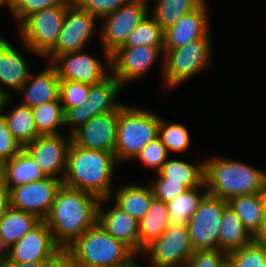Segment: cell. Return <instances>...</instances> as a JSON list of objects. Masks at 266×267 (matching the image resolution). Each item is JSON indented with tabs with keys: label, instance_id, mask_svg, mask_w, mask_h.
I'll use <instances>...</instances> for the list:
<instances>
[{
	"label": "cell",
	"instance_id": "cell-33",
	"mask_svg": "<svg viewBox=\"0 0 266 267\" xmlns=\"http://www.w3.org/2000/svg\"><path fill=\"white\" fill-rule=\"evenodd\" d=\"M44 177L35 160L24 149L5 163V183L9 189Z\"/></svg>",
	"mask_w": 266,
	"mask_h": 267
},
{
	"label": "cell",
	"instance_id": "cell-19",
	"mask_svg": "<svg viewBox=\"0 0 266 267\" xmlns=\"http://www.w3.org/2000/svg\"><path fill=\"white\" fill-rule=\"evenodd\" d=\"M209 4V0H206L198 9L183 15L164 31V50L177 49L197 39H214L210 14L212 8Z\"/></svg>",
	"mask_w": 266,
	"mask_h": 267
},
{
	"label": "cell",
	"instance_id": "cell-10",
	"mask_svg": "<svg viewBox=\"0 0 266 267\" xmlns=\"http://www.w3.org/2000/svg\"><path fill=\"white\" fill-rule=\"evenodd\" d=\"M97 37L99 20L76 4H71L66 10L56 46L42 60L51 63L62 54L89 49L88 44Z\"/></svg>",
	"mask_w": 266,
	"mask_h": 267
},
{
	"label": "cell",
	"instance_id": "cell-27",
	"mask_svg": "<svg viewBox=\"0 0 266 267\" xmlns=\"http://www.w3.org/2000/svg\"><path fill=\"white\" fill-rule=\"evenodd\" d=\"M265 202L266 193H257L234 197L227 204L254 237L262 225Z\"/></svg>",
	"mask_w": 266,
	"mask_h": 267
},
{
	"label": "cell",
	"instance_id": "cell-7",
	"mask_svg": "<svg viewBox=\"0 0 266 267\" xmlns=\"http://www.w3.org/2000/svg\"><path fill=\"white\" fill-rule=\"evenodd\" d=\"M68 7H49L30 14L15 28L17 39L42 60L56 46Z\"/></svg>",
	"mask_w": 266,
	"mask_h": 267
},
{
	"label": "cell",
	"instance_id": "cell-49",
	"mask_svg": "<svg viewBox=\"0 0 266 267\" xmlns=\"http://www.w3.org/2000/svg\"><path fill=\"white\" fill-rule=\"evenodd\" d=\"M8 257L9 247L0 238V266L8 259Z\"/></svg>",
	"mask_w": 266,
	"mask_h": 267
},
{
	"label": "cell",
	"instance_id": "cell-34",
	"mask_svg": "<svg viewBox=\"0 0 266 267\" xmlns=\"http://www.w3.org/2000/svg\"><path fill=\"white\" fill-rule=\"evenodd\" d=\"M36 130L40 136L60 135L65 130L64 110L60 100L42 103L32 108Z\"/></svg>",
	"mask_w": 266,
	"mask_h": 267
},
{
	"label": "cell",
	"instance_id": "cell-35",
	"mask_svg": "<svg viewBox=\"0 0 266 267\" xmlns=\"http://www.w3.org/2000/svg\"><path fill=\"white\" fill-rule=\"evenodd\" d=\"M165 32L162 27L148 16L129 34L124 45L120 47H138L148 45L164 48Z\"/></svg>",
	"mask_w": 266,
	"mask_h": 267
},
{
	"label": "cell",
	"instance_id": "cell-37",
	"mask_svg": "<svg viewBox=\"0 0 266 267\" xmlns=\"http://www.w3.org/2000/svg\"><path fill=\"white\" fill-rule=\"evenodd\" d=\"M228 256L234 261L236 267H266V244L253 240Z\"/></svg>",
	"mask_w": 266,
	"mask_h": 267
},
{
	"label": "cell",
	"instance_id": "cell-18",
	"mask_svg": "<svg viewBox=\"0 0 266 267\" xmlns=\"http://www.w3.org/2000/svg\"><path fill=\"white\" fill-rule=\"evenodd\" d=\"M120 109L97 115L74 130L71 142L85 149L112 152L117 141Z\"/></svg>",
	"mask_w": 266,
	"mask_h": 267
},
{
	"label": "cell",
	"instance_id": "cell-13",
	"mask_svg": "<svg viewBox=\"0 0 266 267\" xmlns=\"http://www.w3.org/2000/svg\"><path fill=\"white\" fill-rule=\"evenodd\" d=\"M149 5L128 1L99 20V45L109 54L124 45L129 34L148 16Z\"/></svg>",
	"mask_w": 266,
	"mask_h": 267
},
{
	"label": "cell",
	"instance_id": "cell-3",
	"mask_svg": "<svg viewBox=\"0 0 266 267\" xmlns=\"http://www.w3.org/2000/svg\"><path fill=\"white\" fill-rule=\"evenodd\" d=\"M218 155L204 156L205 184L209 194L228 202L240 195L266 193L264 169L237 158Z\"/></svg>",
	"mask_w": 266,
	"mask_h": 267
},
{
	"label": "cell",
	"instance_id": "cell-12",
	"mask_svg": "<svg viewBox=\"0 0 266 267\" xmlns=\"http://www.w3.org/2000/svg\"><path fill=\"white\" fill-rule=\"evenodd\" d=\"M94 55L86 49L57 56L51 64L56 68L60 80H71L94 85L111 74L110 54L104 49ZM104 57V58H103Z\"/></svg>",
	"mask_w": 266,
	"mask_h": 267
},
{
	"label": "cell",
	"instance_id": "cell-44",
	"mask_svg": "<svg viewBox=\"0 0 266 267\" xmlns=\"http://www.w3.org/2000/svg\"><path fill=\"white\" fill-rule=\"evenodd\" d=\"M45 267H79V265L66 249H60L46 262Z\"/></svg>",
	"mask_w": 266,
	"mask_h": 267
},
{
	"label": "cell",
	"instance_id": "cell-15",
	"mask_svg": "<svg viewBox=\"0 0 266 267\" xmlns=\"http://www.w3.org/2000/svg\"><path fill=\"white\" fill-rule=\"evenodd\" d=\"M1 33L2 32H0V91L7 97H13L26 83L31 71L34 69L30 64L31 61L29 60L28 53L29 55L36 56L39 60L41 58L23 41L19 40L22 47H17V45H14L12 41L8 40L9 38ZM23 53L27 55L25 56Z\"/></svg>",
	"mask_w": 266,
	"mask_h": 267
},
{
	"label": "cell",
	"instance_id": "cell-39",
	"mask_svg": "<svg viewBox=\"0 0 266 267\" xmlns=\"http://www.w3.org/2000/svg\"><path fill=\"white\" fill-rule=\"evenodd\" d=\"M89 89L90 85L85 83L71 80H61L59 98L64 112L68 108L78 106L87 100L89 96Z\"/></svg>",
	"mask_w": 266,
	"mask_h": 267
},
{
	"label": "cell",
	"instance_id": "cell-20",
	"mask_svg": "<svg viewBox=\"0 0 266 267\" xmlns=\"http://www.w3.org/2000/svg\"><path fill=\"white\" fill-rule=\"evenodd\" d=\"M60 249L53 240L50 228L41 220L9 248L8 260L19 263L48 261Z\"/></svg>",
	"mask_w": 266,
	"mask_h": 267
},
{
	"label": "cell",
	"instance_id": "cell-4",
	"mask_svg": "<svg viewBox=\"0 0 266 267\" xmlns=\"http://www.w3.org/2000/svg\"><path fill=\"white\" fill-rule=\"evenodd\" d=\"M159 125L160 114L156 111L125 103L120 109L114 149L118 163L122 166L132 163L136 155L158 137Z\"/></svg>",
	"mask_w": 266,
	"mask_h": 267
},
{
	"label": "cell",
	"instance_id": "cell-24",
	"mask_svg": "<svg viewBox=\"0 0 266 267\" xmlns=\"http://www.w3.org/2000/svg\"><path fill=\"white\" fill-rule=\"evenodd\" d=\"M143 183L127 179V182L116 185L110 197L120 209L138 221L148 211L154 199L149 183L146 180Z\"/></svg>",
	"mask_w": 266,
	"mask_h": 267
},
{
	"label": "cell",
	"instance_id": "cell-14",
	"mask_svg": "<svg viewBox=\"0 0 266 267\" xmlns=\"http://www.w3.org/2000/svg\"><path fill=\"white\" fill-rule=\"evenodd\" d=\"M227 201L207 193L189 220L187 228L194 251L218 250L219 229Z\"/></svg>",
	"mask_w": 266,
	"mask_h": 267
},
{
	"label": "cell",
	"instance_id": "cell-47",
	"mask_svg": "<svg viewBox=\"0 0 266 267\" xmlns=\"http://www.w3.org/2000/svg\"><path fill=\"white\" fill-rule=\"evenodd\" d=\"M141 258H144L143 255L134 254L128 261H126L124 263H121L119 265L110 266V267H147V265H144V264L140 263L143 260Z\"/></svg>",
	"mask_w": 266,
	"mask_h": 267
},
{
	"label": "cell",
	"instance_id": "cell-54",
	"mask_svg": "<svg viewBox=\"0 0 266 267\" xmlns=\"http://www.w3.org/2000/svg\"><path fill=\"white\" fill-rule=\"evenodd\" d=\"M128 1H131V2H144L146 4H150L151 0H128Z\"/></svg>",
	"mask_w": 266,
	"mask_h": 267
},
{
	"label": "cell",
	"instance_id": "cell-9",
	"mask_svg": "<svg viewBox=\"0 0 266 267\" xmlns=\"http://www.w3.org/2000/svg\"><path fill=\"white\" fill-rule=\"evenodd\" d=\"M111 74L125 87L147 78L156 65L159 80L164 69V48L148 45L138 47H119L110 54Z\"/></svg>",
	"mask_w": 266,
	"mask_h": 267
},
{
	"label": "cell",
	"instance_id": "cell-55",
	"mask_svg": "<svg viewBox=\"0 0 266 267\" xmlns=\"http://www.w3.org/2000/svg\"><path fill=\"white\" fill-rule=\"evenodd\" d=\"M66 3L75 4L77 0H64Z\"/></svg>",
	"mask_w": 266,
	"mask_h": 267
},
{
	"label": "cell",
	"instance_id": "cell-23",
	"mask_svg": "<svg viewBox=\"0 0 266 267\" xmlns=\"http://www.w3.org/2000/svg\"><path fill=\"white\" fill-rule=\"evenodd\" d=\"M183 156L170 155L160 171L153 174L151 179H167V182L181 183L188 189L206 186L204 157H201L202 159L197 157L196 161L193 159L191 161Z\"/></svg>",
	"mask_w": 266,
	"mask_h": 267
},
{
	"label": "cell",
	"instance_id": "cell-51",
	"mask_svg": "<svg viewBox=\"0 0 266 267\" xmlns=\"http://www.w3.org/2000/svg\"><path fill=\"white\" fill-rule=\"evenodd\" d=\"M7 99L8 97L2 91H0V117L3 115V110Z\"/></svg>",
	"mask_w": 266,
	"mask_h": 267
},
{
	"label": "cell",
	"instance_id": "cell-48",
	"mask_svg": "<svg viewBox=\"0 0 266 267\" xmlns=\"http://www.w3.org/2000/svg\"><path fill=\"white\" fill-rule=\"evenodd\" d=\"M254 240L259 243L266 244V202H265L262 225L258 233L254 236Z\"/></svg>",
	"mask_w": 266,
	"mask_h": 267
},
{
	"label": "cell",
	"instance_id": "cell-17",
	"mask_svg": "<svg viewBox=\"0 0 266 267\" xmlns=\"http://www.w3.org/2000/svg\"><path fill=\"white\" fill-rule=\"evenodd\" d=\"M71 135L38 136L23 149L35 160L45 176L63 180L67 168V154Z\"/></svg>",
	"mask_w": 266,
	"mask_h": 267
},
{
	"label": "cell",
	"instance_id": "cell-42",
	"mask_svg": "<svg viewBox=\"0 0 266 267\" xmlns=\"http://www.w3.org/2000/svg\"><path fill=\"white\" fill-rule=\"evenodd\" d=\"M23 148L14 139L7 124L3 118L0 117V161L6 163L17 155Z\"/></svg>",
	"mask_w": 266,
	"mask_h": 267
},
{
	"label": "cell",
	"instance_id": "cell-43",
	"mask_svg": "<svg viewBox=\"0 0 266 267\" xmlns=\"http://www.w3.org/2000/svg\"><path fill=\"white\" fill-rule=\"evenodd\" d=\"M228 256L221 250H197L191 255L184 267H220Z\"/></svg>",
	"mask_w": 266,
	"mask_h": 267
},
{
	"label": "cell",
	"instance_id": "cell-38",
	"mask_svg": "<svg viewBox=\"0 0 266 267\" xmlns=\"http://www.w3.org/2000/svg\"><path fill=\"white\" fill-rule=\"evenodd\" d=\"M64 0H12L11 15L16 27L30 14L55 6H70Z\"/></svg>",
	"mask_w": 266,
	"mask_h": 267
},
{
	"label": "cell",
	"instance_id": "cell-46",
	"mask_svg": "<svg viewBox=\"0 0 266 267\" xmlns=\"http://www.w3.org/2000/svg\"><path fill=\"white\" fill-rule=\"evenodd\" d=\"M46 262L47 261L19 263L7 259L0 267H45Z\"/></svg>",
	"mask_w": 266,
	"mask_h": 267
},
{
	"label": "cell",
	"instance_id": "cell-28",
	"mask_svg": "<svg viewBox=\"0 0 266 267\" xmlns=\"http://www.w3.org/2000/svg\"><path fill=\"white\" fill-rule=\"evenodd\" d=\"M169 227L167 203L153 199L150 208L139 220L140 255L144 249L159 238Z\"/></svg>",
	"mask_w": 266,
	"mask_h": 267
},
{
	"label": "cell",
	"instance_id": "cell-21",
	"mask_svg": "<svg viewBox=\"0 0 266 267\" xmlns=\"http://www.w3.org/2000/svg\"><path fill=\"white\" fill-rule=\"evenodd\" d=\"M98 222L116 240L140 254L139 221L120 209L110 198L101 199Z\"/></svg>",
	"mask_w": 266,
	"mask_h": 267
},
{
	"label": "cell",
	"instance_id": "cell-50",
	"mask_svg": "<svg viewBox=\"0 0 266 267\" xmlns=\"http://www.w3.org/2000/svg\"><path fill=\"white\" fill-rule=\"evenodd\" d=\"M11 0H0V9H5L8 10L7 13L9 12L11 14ZM1 29V27H0ZM2 30H0V32H2Z\"/></svg>",
	"mask_w": 266,
	"mask_h": 267
},
{
	"label": "cell",
	"instance_id": "cell-53",
	"mask_svg": "<svg viewBox=\"0 0 266 267\" xmlns=\"http://www.w3.org/2000/svg\"><path fill=\"white\" fill-rule=\"evenodd\" d=\"M5 183V163L0 161V184Z\"/></svg>",
	"mask_w": 266,
	"mask_h": 267
},
{
	"label": "cell",
	"instance_id": "cell-32",
	"mask_svg": "<svg viewBox=\"0 0 266 267\" xmlns=\"http://www.w3.org/2000/svg\"><path fill=\"white\" fill-rule=\"evenodd\" d=\"M207 193L206 186L194 187L169 201L167 203L169 225H187Z\"/></svg>",
	"mask_w": 266,
	"mask_h": 267
},
{
	"label": "cell",
	"instance_id": "cell-45",
	"mask_svg": "<svg viewBox=\"0 0 266 267\" xmlns=\"http://www.w3.org/2000/svg\"><path fill=\"white\" fill-rule=\"evenodd\" d=\"M10 207L9 188L6 183L0 184V216Z\"/></svg>",
	"mask_w": 266,
	"mask_h": 267
},
{
	"label": "cell",
	"instance_id": "cell-26",
	"mask_svg": "<svg viewBox=\"0 0 266 267\" xmlns=\"http://www.w3.org/2000/svg\"><path fill=\"white\" fill-rule=\"evenodd\" d=\"M218 236L219 250L226 254L239 250L254 240V237L229 206L222 213Z\"/></svg>",
	"mask_w": 266,
	"mask_h": 267
},
{
	"label": "cell",
	"instance_id": "cell-52",
	"mask_svg": "<svg viewBox=\"0 0 266 267\" xmlns=\"http://www.w3.org/2000/svg\"><path fill=\"white\" fill-rule=\"evenodd\" d=\"M220 267H236L234 261L227 256L221 263Z\"/></svg>",
	"mask_w": 266,
	"mask_h": 267
},
{
	"label": "cell",
	"instance_id": "cell-29",
	"mask_svg": "<svg viewBox=\"0 0 266 267\" xmlns=\"http://www.w3.org/2000/svg\"><path fill=\"white\" fill-rule=\"evenodd\" d=\"M206 0H151L149 15L165 31L183 15L198 9Z\"/></svg>",
	"mask_w": 266,
	"mask_h": 267
},
{
	"label": "cell",
	"instance_id": "cell-30",
	"mask_svg": "<svg viewBox=\"0 0 266 267\" xmlns=\"http://www.w3.org/2000/svg\"><path fill=\"white\" fill-rule=\"evenodd\" d=\"M40 221L33 214L9 207L0 216V238L10 248Z\"/></svg>",
	"mask_w": 266,
	"mask_h": 267
},
{
	"label": "cell",
	"instance_id": "cell-36",
	"mask_svg": "<svg viewBox=\"0 0 266 267\" xmlns=\"http://www.w3.org/2000/svg\"><path fill=\"white\" fill-rule=\"evenodd\" d=\"M169 153L161 139L157 137L148 143L132 160L133 163H139L143 166L144 171H153L156 174L160 171L163 164L167 161Z\"/></svg>",
	"mask_w": 266,
	"mask_h": 267
},
{
	"label": "cell",
	"instance_id": "cell-6",
	"mask_svg": "<svg viewBox=\"0 0 266 267\" xmlns=\"http://www.w3.org/2000/svg\"><path fill=\"white\" fill-rule=\"evenodd\" d=\"M66 250L79 267H110L128 261L135 253L111 236L99 222L86 230Z\"/></svg>",
	"mask_w": 266,
	"mask_h": 267
},
{
	"label": "cell",
	"instance_id": "cell-11",
	"mask_svg": "<svg viewBox=\"0 0 266 267\" xmlns=\"http://www.w3.org/2000/svg\"><path fill=\"white\" fill-rule=\"evenodd\" d=\"M193 253L187 225H169L142 255L147 267H184Z\"/></svg>",
	"mask_w": 266,
	"mask_h": 267
},
{
	"label": "cell",
	"instance_id": "cell-31",
	"mask_svg": "<svg viewBox=\"0 0 266 267\" xmlns=\"http://www.w3.org/2000/svg\"><path fill=\"white\" fill-rule=\"evenodd\" d=\"M188 126L177 120H170L160 116L159 135L169 155H188L192 149V137ZM190 149V150H189Z\"/></svg>",
	"mask_w": 266,
	"mask_h": 267
},
{
	"label": "cell",
	"instance_id": "cell-16",
	"mask_svg": "<svg viewBox=\"0 0 266 267\" xmlns=\"http://www.w3.org/2000/svg\"><path fill=\"white\" fill-rule=\"evenodd\" d=\"M62 185V180L45 176L35 182L14 186L9 189L10 207L45 220Z\"/></svg>",
	"mask_w": 266,
	"mask_h": 267
},
{
	"label": "cell",
	"instance_id": "cell-25",
	"mask_svg": "<svg viewBox=\"0 0 266 267\" xmlns=\"http://www.w3.org/2000/svg\"><path fill=\"white\" fill-rule=\"evenodd\" d=\"M3 118L14 139L23 148L40 136L36 130L32 108L8 97L3 110Z\"/></svg>",
	"mask_w": 266,
	"mask_h": 267
},
{
	"label": "cell",
	"instance_id": "cell-5",
	"mask_svg": "<svg viewBox=\"0 0 266 267\" xmlns=\"http://www.w3.org/2000/svg\"><path fill=\"white\" fill-rule=\"evenodd\" d=\"M213 42V39H197L180 48L164 50L161 87L174 90L212 69L215 61Z\"/></svg>",
	"mask_w": 266,
	"mask_h": 267
},
{
	"label": "cell",
	"instance_id": "cell-2",
	"mask_svg": "<svg viewBox=\"0 0 266 267\" xmlns=\"http://www.w3.org/2000/svg\"><path fill=\"white\" fill-rule=\"evenodd\" d=\"M120 166L112 152L85 149L71 142L63 185L89 192L100 199L110 198L117 185L115 179L124 182L116 175Z\"/></svg>",
	"mask_w": 266,
	"mask_h": 267
},
{
	"label": "cell",
	"instance_id": "cell-1",
	"mask_svg": "<svg viewBox=\"0 0 266 267\" xmlns=\"http://www.w3.org/2000/svg\"><path fill=\"white\" fill-rule=\"evenodd\" d=\"M100 200L89 192L64 185L58 190L44 221L61 249L68 248L98 222Z\"/></svg>",
	"mask_w": 266,
	"mask_h": 267
},
{
	"label": "cell",
	"instance_id": "cell-8",
	"mask_svg": "<svg viewBox=\"0 0 266 267\" xmlns=\"http://www.w3.org/2000/svg\"><path fill=\"white\" fill-rule=\"evenodd\" d=\"M123 90L125 87L112 74L102 82L90 85L87 100L64 112L67 134L97 115L121 109L125 104L119 98Z\"/></svg>",
	"mask_w": 266,
	"mask_h": 267
},
{
	"label": "cell",
	"instance_id": "cell-41",
	"mask_svg": "<svg viewBox=\"0 0 266 267\" xmlns=\"http://www.w3.org/2000/svg\"><path fill=\"white\" fill-rule=\"evenodd\" d=\"M152 188L155 199L165 203L175 199L188 188L181 183L167 182V179H146Z\"/></svg>",
	"mask_w": 266,
	"mask_h": 267
},
{
	"label": "cell",
	"instance_id": "cell-40",
	"mask_svg": "<svg viewBox=\"0 0 266 267\" xmlns=\"http://www.w3.org/2000/svg\"><path fill=\"white\" fill-rule=\"evenodd\" d=\"M127 2L128 0H77L75 4L100 20L114 13Z\"/></svg>",
	"mask_w": 266,
	"mask_h": 267
},
{
	"label": "cell",
	"instance_id": "cell-22",
	"mask_svg": "<svg viewBox=\"0 0 266 267\" xmlns=\"http://www.w3.org/2000/svg\"><path fill=\"white\" fill-rule=\"evenodd\" d=\"M42 61L44 68L39 71L35 68L31 71L26 83L13 96L18 102L24 106L33 108L42 103L60 100V78L56 68L47 61ZM38 71V72H37ZM19 98V99H17Z\"/></svg>",
	"mask_w": 266,
	"mask_h": 267
}]
</instances>
